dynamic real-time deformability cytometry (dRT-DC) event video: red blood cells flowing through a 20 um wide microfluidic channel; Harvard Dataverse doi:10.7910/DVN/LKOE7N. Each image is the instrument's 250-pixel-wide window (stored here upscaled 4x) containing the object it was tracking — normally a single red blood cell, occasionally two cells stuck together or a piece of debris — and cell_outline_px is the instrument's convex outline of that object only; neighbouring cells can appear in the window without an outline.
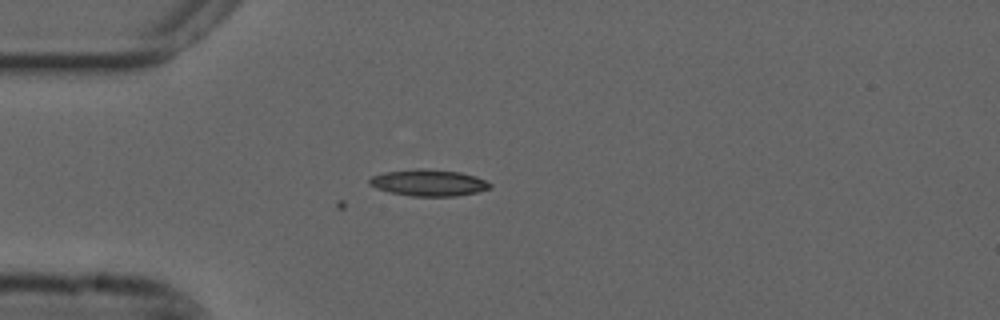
{"species": "common noctule bat (a hibernating species)", "species_latin": "Nyctalus noctula", "temperature_condition": "cold", "stored_images_in_passage": 9, "camera_frame_rate_fps": 3000, "um_per_image_px": 0.085, "animal": {"sex": "male", "forearm_length_mm": 52.5}, "frame": {"image": 1, "passage_image": 1, "time_ms": 0.0, "image_size_px": [1000, 320], "cell_outline_px": [[492, 188], [476, 192], [456, 196], [412, 196], [388, 192], [376, 188], [368, 184], [368, 180], [372, 176], [384, 172], [420, 168], [424, 168], [460, 172], [476, 176], [492, 184]], "centroid_in_image_um": [36.42, 15.53], "position_along_channel_um": 48.6, "area_um2": 18.73}}
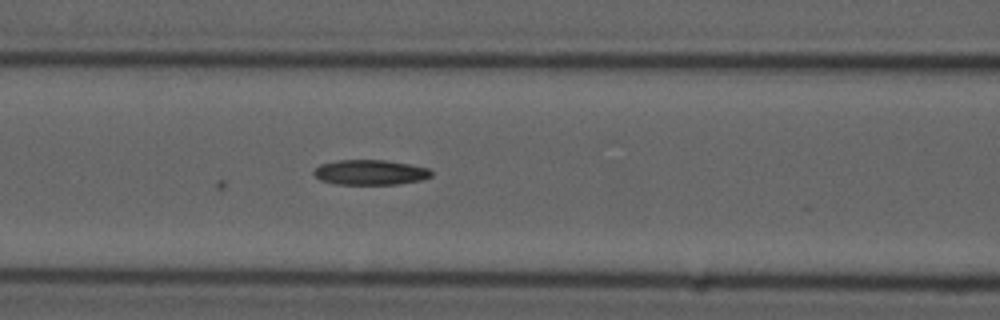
{"frame": {"image": 2, "passage_image": 9, "time_ms": 2.667, "image_size_px": [1000, 320], "cell_outline_px": [[432, 176], [420, 180], [396, 184], [336, 184], [320, 180], [312, 172], [320, 164], [336, 160], [384, 160], [408, 164], [428, 168], [432, 172]], "centroid_in_image_um": [31.44, 14.65], "position_along_channel_um": 135.2, "area_um2": 17.05}}